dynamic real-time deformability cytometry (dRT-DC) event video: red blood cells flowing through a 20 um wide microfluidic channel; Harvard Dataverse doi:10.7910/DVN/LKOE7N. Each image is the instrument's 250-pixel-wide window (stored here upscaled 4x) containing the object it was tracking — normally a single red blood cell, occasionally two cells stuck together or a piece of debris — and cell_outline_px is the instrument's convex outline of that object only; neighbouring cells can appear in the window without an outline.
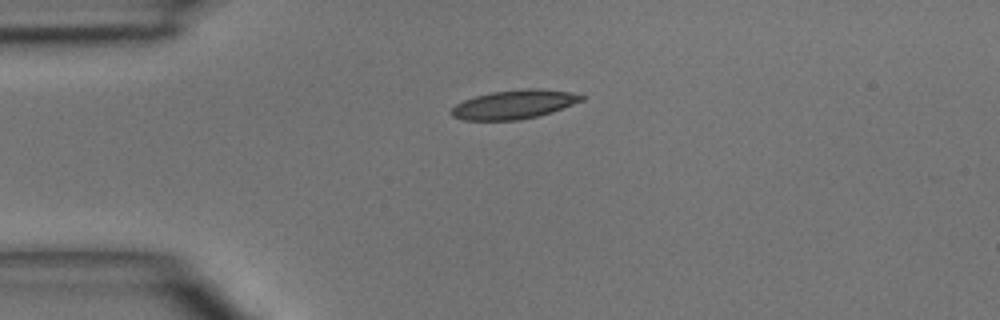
{"species": "common noctule bat (a hibernating species)", "species_latin": "Nyctalus noctula", "temperature_condition": "room temperature", "stored_images_in_passage": 3, "camera_frame_rate_fps": 3000, "um_per_image_px": 0.085, "animal": {"sex": "male", "body_mass_g": 15.6}, "frame": {"image": 1, "passage_image": 1, "time_ms": 0.0, "image_size_px": [1000, 320], "cell_outline_px": [[584, 100], [552, 112], [520, 120], [464, 120], [452, 116], [452, 108], [456, 104], [464, 100], [476, 96], [492, 92], [528, 88], [536, 88], [572, 92], [584, 96]], "centroid_in_image_um": [43.72, 8.87], "position_along_channel_um": 41.3, "area_um2": 21.73}}
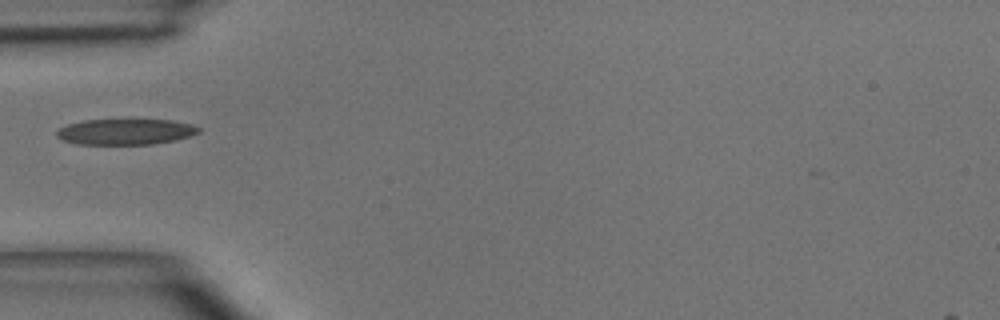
{"frame": {"image": 2, "passage_image": 2, "time_ms": 1.333, "image_size_px": [1000, 320], "cell_outline_px": [[200, 132], [192, 136], [176, 140], [152, 144], [76, 144], [64, 140], [56, 136], [56, 132], [60, 128], [68, 124], [84, 120], [172, 120], [192, 124], [200, 128]], "centroid_in_image_um": [10.71, 11.2], "position_along_channel_um": 74.3, "area_um2": 21.33}}
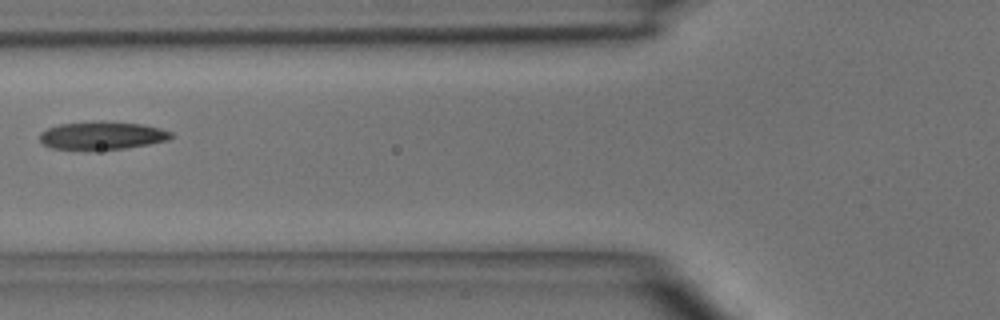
{"frame": {"image": 3, "passage_image": 3, "time_ms": 2.333, "image_size_px": [1000, 320], "cell_outline_px": [[172, 136], [168, 140], [148, 144], [124, 148], [52, 148], [44, 144], [40, 140], [40, 132], [48, 128], [60, 124], [92, 120], [96, 120], [144, 124], [160, 128], [172, 132]], "centroid_in_image_um": [8.69, 11.47], "position_along_channel_um": 117.1, "area_um2": 21.1}}